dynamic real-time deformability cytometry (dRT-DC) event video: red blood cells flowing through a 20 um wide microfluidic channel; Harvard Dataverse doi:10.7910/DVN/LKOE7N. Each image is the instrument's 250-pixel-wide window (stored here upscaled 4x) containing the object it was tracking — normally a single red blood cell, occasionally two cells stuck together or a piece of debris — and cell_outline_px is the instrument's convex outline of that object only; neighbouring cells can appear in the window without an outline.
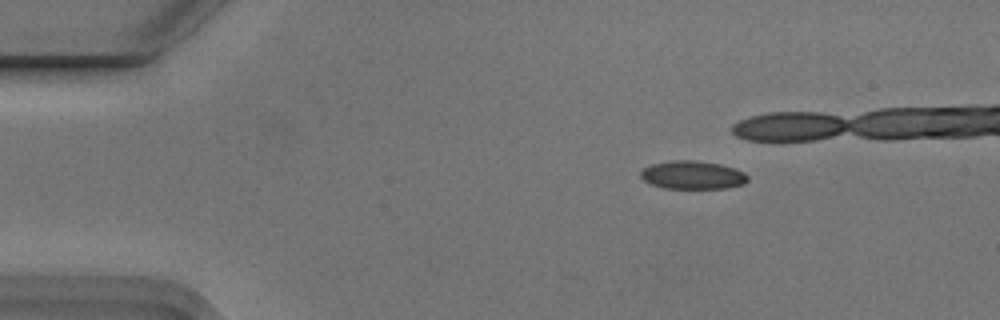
{"species": "Egyptian fruit bat (a non-hibernating species)", "species_latin": "Rousettus aegyptiacus", "temperature_condition": "cold", "stored_images_in_passage": 4, "camera_frame_rate_fps": 3000, "um_per_image_px": 0.085, "animal": {"sex": "male"}, "frame": {"image": 1, "passage_image": 1, "time_ms": 0.0, "image_size_px": [1000, 320], "cell_outline_px": [[748, 180], [744, 184], [728, 188], [664, 188], [652, 184], [644, 180], [640, 176], [640, 172], [644, 168], [652, 164], [672, 160], [696, 160], [720, 164], [744, 172], [748, 176]], "centroid_in_image_um": [58.88, 14.87], "position_along_channel_um": 26.1, "area_um2": 17.57}}